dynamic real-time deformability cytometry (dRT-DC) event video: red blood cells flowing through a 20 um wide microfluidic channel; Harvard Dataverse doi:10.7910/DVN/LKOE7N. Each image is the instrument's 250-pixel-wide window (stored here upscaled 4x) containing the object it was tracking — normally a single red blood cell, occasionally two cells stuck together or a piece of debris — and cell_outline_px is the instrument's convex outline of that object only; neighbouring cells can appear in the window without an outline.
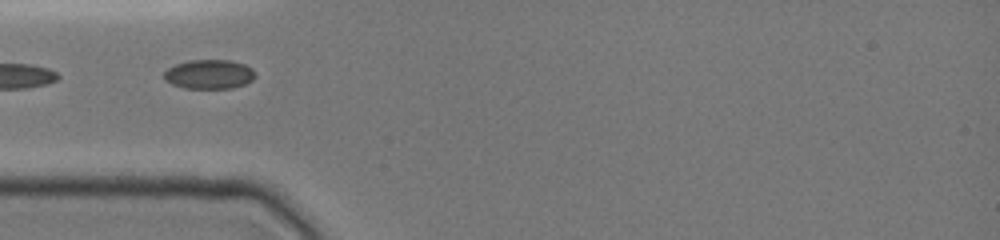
{"species": "common noctule bat (a hibernating species)", "species_latin": "Nyctalus noctula", "temperature_condition": "cold", "stored_images_in_passage": 19, "camera_frame_rate_fps": 3000, "um_per_image_px": 0.085, "animal": {"sex": "female", "body_mass_g": 19.0, "forearm_length_mm": 51.5}, "frame": {"image": 1, "passage_image": 1, "time_ms": 0.0, "image_size_px": [1000, 240], "cell_outline_px": [[256, 76], [252, 80], [244, 84], [232, 88], [184, 88], [172, 84], [164, 80], [164, 72], [168, 68], [176, 64], [188, 60], [232, 60], [244, 64], [252, 68], [256, 72]], "centroid_in_image_um": [17.79, 6.3], "position_along_channel_um": 67.2, "area_um2": 15.66}}